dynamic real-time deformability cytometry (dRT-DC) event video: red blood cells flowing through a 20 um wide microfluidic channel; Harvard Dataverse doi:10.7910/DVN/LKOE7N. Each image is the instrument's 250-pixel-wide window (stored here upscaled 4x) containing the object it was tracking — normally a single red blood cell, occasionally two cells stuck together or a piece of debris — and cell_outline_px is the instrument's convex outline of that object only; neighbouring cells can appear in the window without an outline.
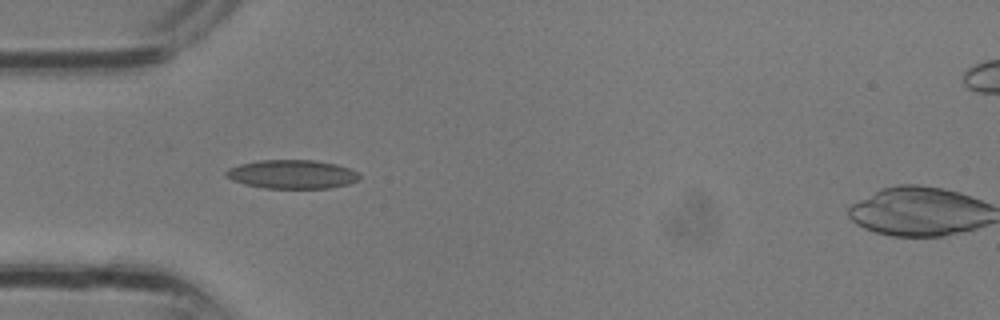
{"species": "common noctule bat (a hibernating species)", "species_latin": "Nyctalus noctula", "temperature_condition": "room temperature", "stored_images_in_passage": 3, "camera_frame_rate_fps": 3000, "um_per_image_px": 0.085, "animal": {"sex": "male", "body_mass_g": 13.3}, "frame": {"image": 1, "passage_image": 3, "time_ms": 0.667, "image_size_px": [1000, 320], "cell_outline_px": [[360, 180], [348, 184], [332, 188], [264, 188], [244, 184], [232, 180], [224, 176], [224, 172], [228, 168], [240, 164], [260, 160], [316, 160], [336, 164], [360, 172]], "centroid_in_image_um": [24.84, 14.81], "position_along_channel_um": 60.2, "area_um2": 22.6}}